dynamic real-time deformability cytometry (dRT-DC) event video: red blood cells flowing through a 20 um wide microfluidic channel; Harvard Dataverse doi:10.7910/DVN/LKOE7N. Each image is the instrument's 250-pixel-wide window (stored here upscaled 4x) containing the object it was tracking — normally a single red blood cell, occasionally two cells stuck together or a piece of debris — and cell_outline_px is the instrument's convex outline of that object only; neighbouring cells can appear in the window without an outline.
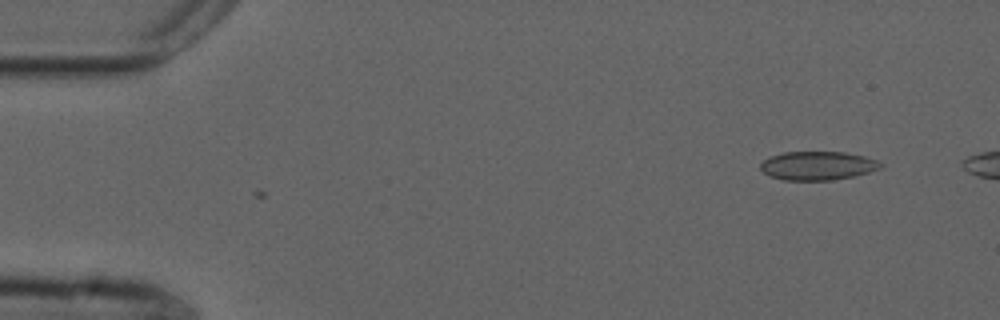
{"species": "common noctule bat (a hibernating species)", "species_latin": "Nyctalus noctula", "temperature_condition": "cold", "stored_images_in_passage": 12, "camera_frame_rate_fps": 3000, "um_per_image_px": 0.085, "animal": {"sex": "male", "forearm_length_mm": 52.5}, "frame": {"image": 1, "passage_image": 1, "time_ms": 0.0, "image_size_px": [1000, 320], "cell_outline_px": [[884, 164], [880, 168], [868, 172], [852, 176], [832, 180], [784, 180], [772, 176], [764, 172], [760, 168], [760, 164], [764, 160], [772, 156], [784, 152], [844, 152], [864, 156], [876, 160]], "centroid_in_image_um": [69.51, 14.08], "position_along_channel_um": 15.5, "area_um2": 19.83}}